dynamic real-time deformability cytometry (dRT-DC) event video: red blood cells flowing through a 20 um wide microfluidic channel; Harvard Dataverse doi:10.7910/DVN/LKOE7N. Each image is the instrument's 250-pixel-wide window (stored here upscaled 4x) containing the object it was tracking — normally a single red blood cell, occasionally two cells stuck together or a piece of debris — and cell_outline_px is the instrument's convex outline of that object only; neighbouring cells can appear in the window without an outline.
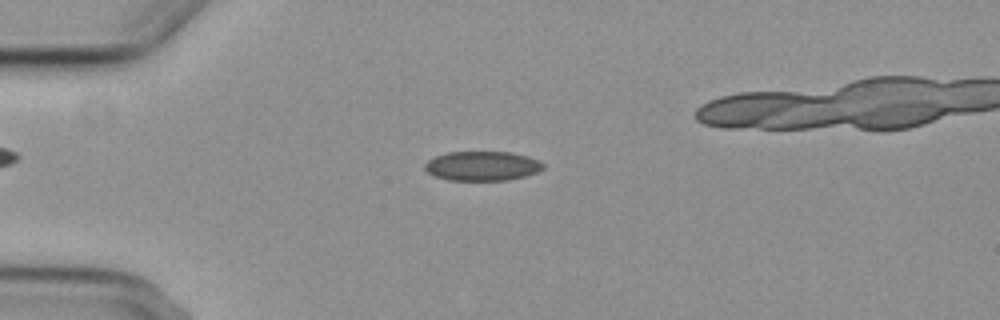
{"species": "common noctule bat (a hibernating species)", "species_latin": "Nyctalus noctula", "temperature_condition": "cold", "stored_images_in_passage": 6, "camera_frame_rate_fps": 3000, "um_per_image_px": 0.085, "animal": {"sex": "female", "body_mass_g": 29.2, "forearm_length_mm": 56.3}, "frame": {"image": 1, "passage_image": 3, "time_ms": 2.333, "image_size_px": [1000, 320], "cell_outline_px": [[544, 168], [536, 172], [524, 176], [508, 180], [448, 180], [436, 176], [428, 172], [424, 168], [424, 164], [428, 160], [436, 156], [448, 152], [512, 152], [528, 156], [544, 164]], "centroid_in_image_um": [40.98, 14.1], "position_along_channel_um": 44.0, "area_um2": 20.17}}
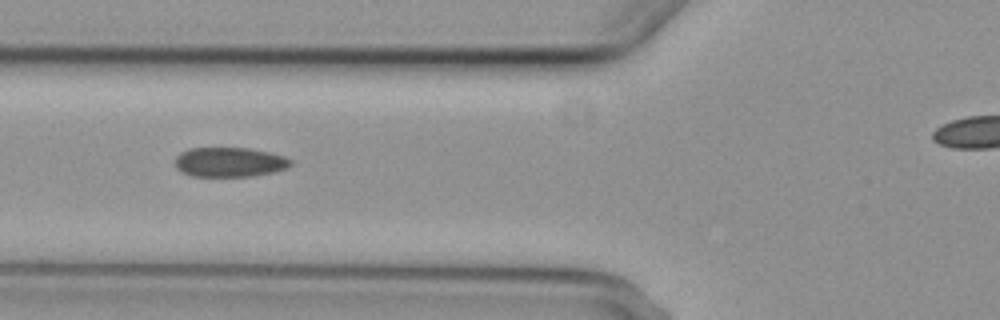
{"frame": {"image": 2, "passage_image": 5, "time_ms": 4.667, "image_size_px": [1000, 320], "cell_outline_px": [[292, 164], [288, 168], [276, 172], [252, 176], [192, 176], [180, 172], [176, 168], [176, 156], [180, 152], [188, 148], [248, 148], [268, 152], [284, 156], [292, 160]], "centroid_in_image_um": [19.52, 13.78], "position_along_channel_um": 106.3, "area_um2": 20.11}}
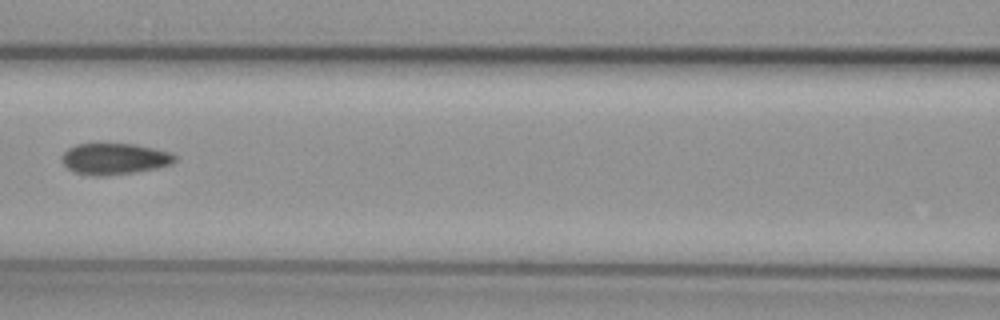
{"frame": {"image": 3, "passage_image": 6, "time_ms": 6.0, "image_size_px": [1000, 320], "cell_outline_px": [[176, 160], [172, 164], [156, 168], [132, 172], [104, 176], [92, 176], [76, 172], [68, 168], [60, 160], [60, 156], [68, 148], [76, 144], [136, 144], [168, 152], [176, 156]], "centroid_in_image_um": [9.69, 13.5], "position_along_channel_um": 156.9, "area_um2": 20.46}}